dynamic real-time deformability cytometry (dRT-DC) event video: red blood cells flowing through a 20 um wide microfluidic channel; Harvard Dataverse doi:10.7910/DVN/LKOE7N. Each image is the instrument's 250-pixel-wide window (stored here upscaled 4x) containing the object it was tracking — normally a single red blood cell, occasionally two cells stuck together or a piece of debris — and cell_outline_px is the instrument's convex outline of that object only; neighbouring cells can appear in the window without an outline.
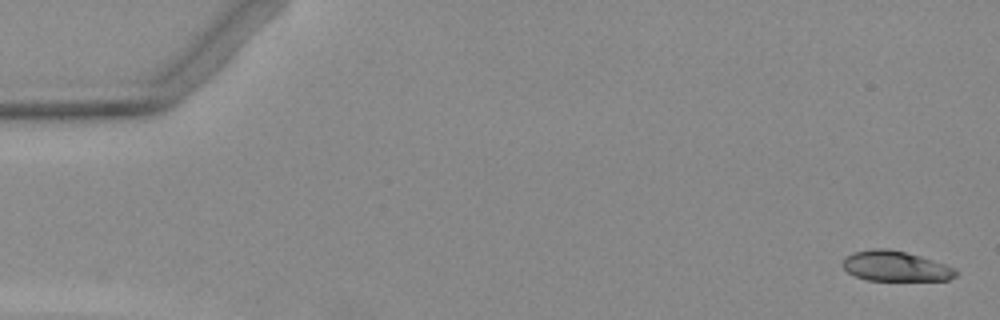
{"species": "Egyptian fruit bat (a non-hibernating species)", "species_latin": "Rousettus aegyptiacus", "temperature_condition": "warm", "stored_images_in_passage": 2, "segment_of_instrument_passage": [2, 2], "camera_frame_rate_fps": 3000, "um_per_image_px": 0.085, "animal": {"sex": "female"}, "frame": {"image": 1, "passage_image": 2, "time_ms": 1.333, "image_size_px": [1000, 320], "cell_outline_px": [[956, 276], [948, 280], [868, 280], [856, 276], [848, 272], [840, 264], [852, 252], [872, 248], [888, 248], [920, 256], [956, 268]], "centroid_in_image_um": [76.1, 22.62], "position_along_channel_um": 8.9, "area_um2": 19.77}}